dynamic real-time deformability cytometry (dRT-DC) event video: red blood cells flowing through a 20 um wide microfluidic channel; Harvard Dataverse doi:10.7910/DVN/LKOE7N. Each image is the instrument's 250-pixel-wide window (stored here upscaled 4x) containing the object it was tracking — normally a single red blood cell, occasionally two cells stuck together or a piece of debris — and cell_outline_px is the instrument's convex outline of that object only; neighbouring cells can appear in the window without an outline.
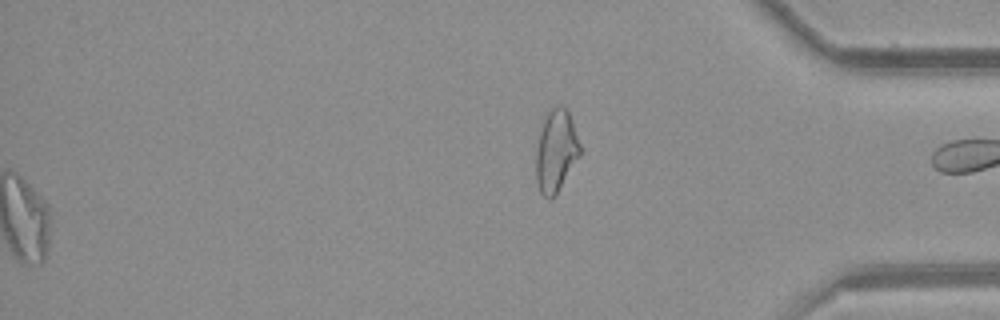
{"species": "common noctule bat (a hibernating species)", "species_latin": "Nyctalus noctula", "temperature_condition": "room temperature", "stored_images_in_passage": 38, "segment_of_instrument_passage": [2, 2], "camera_frame_rate_fps": 3000, "um_per_image_px": 0.085, "animal": {"sex": "female", "body_mass_g": 21.9}, "frame": {"image": 1, "passage_image": 38, "time_ms": 12.333, "image_size_px": [1000, 320], "cell_outline_px": [[580, 156], [556, 192], [548, 200], [540, 192], [536, 180], [536, 152], [540, 132], [544, 120], [548, 112], [552, 108], [560, 104], [568, 112], [580, 144]], "centroid_in_image_um": [47.25, 12.83], "position_along_channel_um": 388.0, "area_um2": 20.46}}